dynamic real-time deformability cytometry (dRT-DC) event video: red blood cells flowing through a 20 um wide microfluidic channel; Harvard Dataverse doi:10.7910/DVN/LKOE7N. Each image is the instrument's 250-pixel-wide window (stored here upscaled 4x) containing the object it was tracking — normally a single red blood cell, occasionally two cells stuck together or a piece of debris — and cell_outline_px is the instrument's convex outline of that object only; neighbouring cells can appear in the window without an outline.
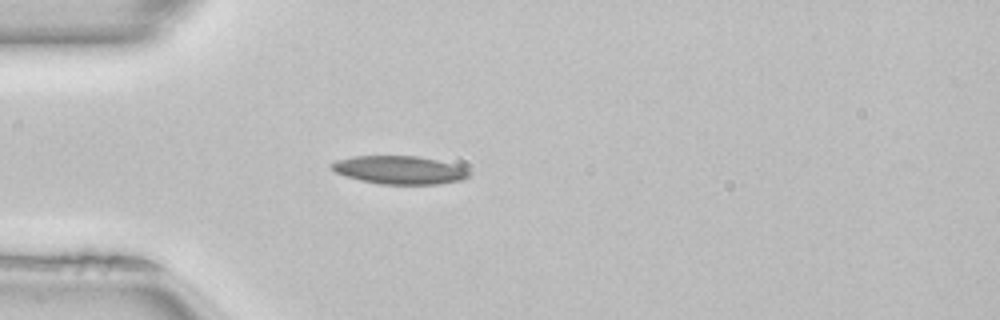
{"species": "common noctule bat (a hibernating species)", "species_latin": "Nyctalus noctula", "temperature_condition": "room temperature", "stored_images_in_passage": 46, "camera_frame_rate_fps": 3000, "um_per_image_px": 0.085, "animal": {"sex": "female", "body_mass_g": 22.7, "forearm_length_mm": 54.2}, "frame": {"image": 1, "passage_image": 14, "time_ms": 4.333, "image_size_px": [1000, 320], "cell_outline_px": [[468, 176], [460, 180], [440, 184], [380, 184], [360, 180], [336, 172], [328, 164], [336, 160], [352, 156], [416, 156], [436, 160], [452, 164], [464, 168], [468, 172]], "centroid_in_image_um": [33.9, 14.44], "position_along_channel_um": 51.1, "area_um2": 22.25}, "authors_computed_cell_mechanics": {"area_um2": 21.5594, "velocity_mm_per_s": 4.0657, "shape_relaxation_time_tau1_ms": 6.103, "shape_relaxation_time_tau2_ms": 9.0897, "deformation_change_tau1": 0.1395, "deformation_change_tau2": 0.1858}}